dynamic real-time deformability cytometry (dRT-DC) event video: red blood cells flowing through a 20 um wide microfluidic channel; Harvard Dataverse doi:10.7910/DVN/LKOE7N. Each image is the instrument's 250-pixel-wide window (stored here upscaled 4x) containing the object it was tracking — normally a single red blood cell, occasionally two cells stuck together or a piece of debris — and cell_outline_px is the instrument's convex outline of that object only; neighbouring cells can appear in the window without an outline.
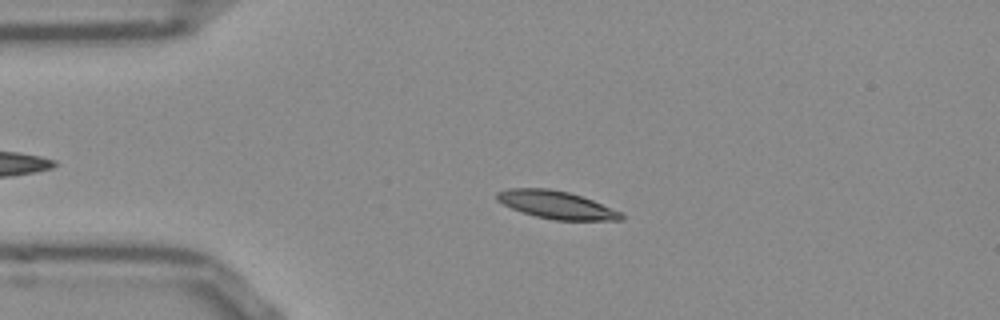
{"species": "Egyptian fruit bat (a non-hibernating species)", "species_latin": "Rousettus aegyptiacus", "temperature_condition": "room temperature", "stored_images_in_passage": 45, "camera_frame_rate_fps": 3000, "um_per_image_px": 0.085, "frame": {"image": 1, "passage_image": 11, "time_ms": 3.333, "image_size_px": [1000, 320], "cell_outline_px": [[624, 220], [556, 220], [536, 216], [512, 208], [496, 200], [496, 192], [508, 188], [548, 188], [568, 192], [592, 200], [620, 212], [624, 216]], "centroid_in_image_um": [47.27, 17.4], "position_along_channel_um": 37.7, "area_um2": 19.83}}
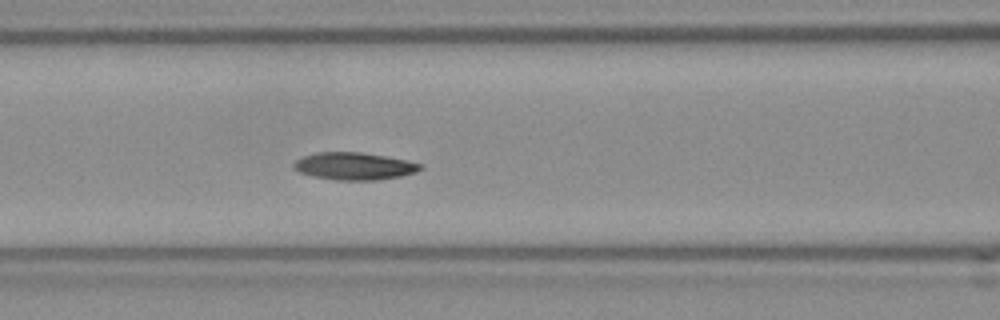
{"frame": {"image": 2, "passage_image": 21, "time_ms": 6.667, "image_size_px": [1000, 320], "cell_outline_px": [[424, 168], [416, 172], [400, 176], [376, 180], [336, 180], [312, 176], [300, 172], [292, 168], [292, 164], [296, 160], [304, 156], [316, 152], [360, 152], [408, 160], [420, 164]], "centroid_in_image_um": [30.09, 14.12], "position_along_channel_um": 136.5, "area_um2": 20.17}}
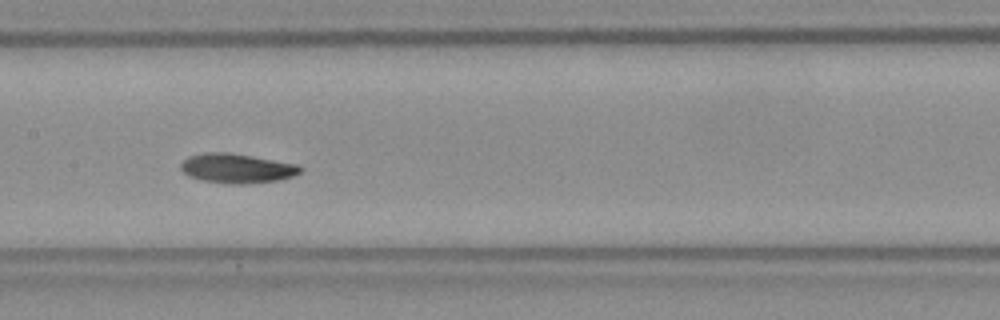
{"frame": {"image": 3, "passage_image": 25, "time_ms": 8.0, "image_size_px": [1000, 320], "cell_outline_px": [[304, 168], [300, 172], [292, 176], [280, 180], [244, 184], [228, 184], [200, 180], [188, 176], [180, 168], [180, 164], [188, 156], [208, 152], [224, 152], [296, 164]], "centroid_in_image_um": [20.1, 14.32], "position_along_channel_um": 187.3, "area_um2": 20.35}, "authors_computed_cell_mechanics": {"area_um2": 20.0566, "velocity_mm_per_s": 3.8063, "shape_relaxation_time_tau1_ms": 3.6291, "shape_relaxation_time_tau2_ms": 3.4947, "deformation_change_tau1": 0.1225, "deformation_change_tau2": 0.0742}}